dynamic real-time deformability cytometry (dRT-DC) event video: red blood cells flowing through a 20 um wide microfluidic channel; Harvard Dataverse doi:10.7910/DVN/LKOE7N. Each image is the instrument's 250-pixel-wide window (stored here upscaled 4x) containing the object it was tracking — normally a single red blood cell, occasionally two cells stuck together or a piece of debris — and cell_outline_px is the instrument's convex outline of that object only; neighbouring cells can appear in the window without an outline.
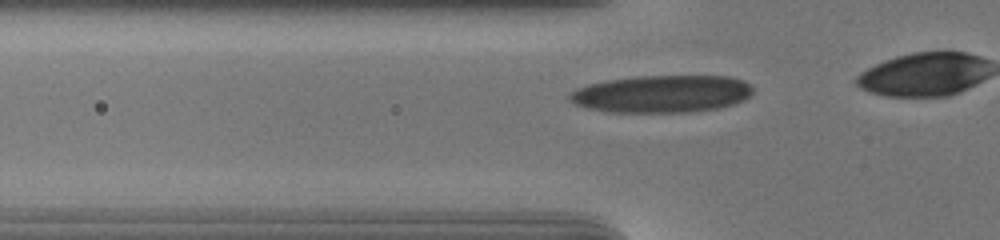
{"species": "human", "species_latin": "Homo sapiens", "temperature_condition": "cold", "stored_images_in_passage": 17, "camera_frame_rate_fps": 3000, "um_per_image_px": 0.085, "donor": {"sex": "male"}, "frame": {"image": 1, "passage_image": 11, "time_ms": 3.333, "image_size_px": [1000, 240], "cell_outline_px": [[752, 92], [744, 100], [720, 108], [692, 112], [608, 112], [588, 108], [576, 104], [568, 100], [568, 96], [576, 88], [588, 84], [604, 80], [640, 76], [728, 76], [744, 80], [752, 84]], "centroid_in_image_um": [56.26, 7.98], "position_along_channel_um": 69.5, "area_um2": 40.17}}